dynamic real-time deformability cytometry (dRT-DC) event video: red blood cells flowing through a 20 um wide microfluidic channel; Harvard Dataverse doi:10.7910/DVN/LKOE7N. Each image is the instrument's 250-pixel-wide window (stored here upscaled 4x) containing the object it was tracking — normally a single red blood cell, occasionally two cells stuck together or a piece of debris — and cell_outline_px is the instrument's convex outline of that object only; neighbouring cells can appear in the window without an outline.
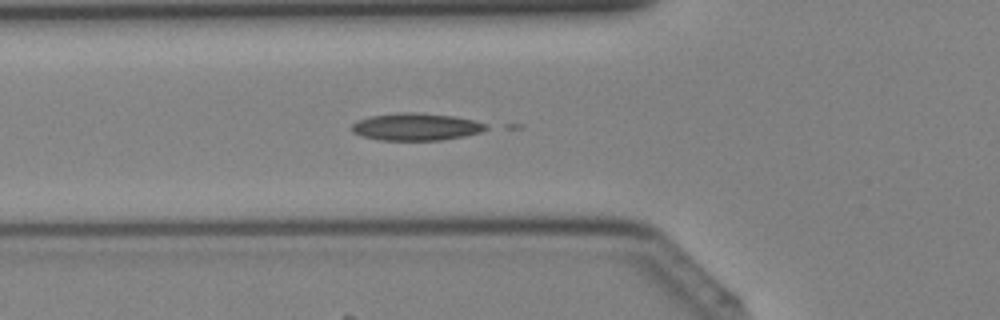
{"species": "Egyptian fruit bat (a non-hibernating species)", "species_latin": "Rousettus aegyptiacus", "temperature_condition": "cold", "stored_images_in_passage": 16, "camera_frame_rate_fps": 3000, "um_per_image_px": 0.085, "animal": {"sex": "female"}, "frame": {"image": 1, "passage_image": 15, "time_ms": 4.667, "image_size_px": [1000, 320], "cell_outline_px": [[488, 128], [480, 132], [464, 136], [440, 140], [380, 140], [364, 136], [352, 132], [348, 128], [356, 120], [368, 116], [396, 112], [416, 112], [456, 116], [488, 124]], "centroid_in_image_um": [35.32, 10.76], "position_along_channel_um": 90.5, "area_um2": 21.62}}